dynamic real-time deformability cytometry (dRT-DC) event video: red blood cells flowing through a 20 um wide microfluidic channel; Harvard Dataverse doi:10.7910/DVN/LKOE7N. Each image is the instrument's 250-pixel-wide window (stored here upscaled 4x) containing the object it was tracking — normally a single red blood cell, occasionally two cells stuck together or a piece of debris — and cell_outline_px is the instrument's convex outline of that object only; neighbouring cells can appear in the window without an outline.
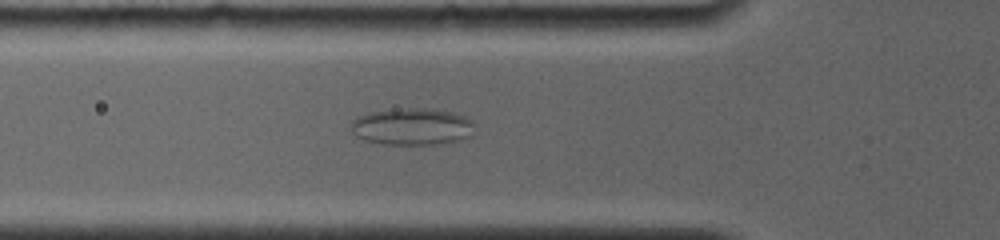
{"species": "common noctule bat (a hibernating species)", "species_latin": "Nyctalus noctula", "temperature_condition": "room temperature", "stored_images_in_passage": 33, "camera_frame_rate_fps": 4000, "um_per_image_px": 0.085, "animal": {"sex": "female", "body_mass_g": 19.0, "forearm_length_mm": 56.7}, "frame": {"image": 1, "passage_image": 11, "time_ms": 5.75, "image_size_px": [1000, 240], "cell_outline_px": [[476, 124], [472, 136], [460, 140], [436, 144], [384, 144], [364, 140], [356, 136], [352, 132], [352, 120], [360, 116], [372, 112], [408, 108], [424, 108], [448, 112], [464, 116], [472, 120]], "centroid_in_image_um": [35.07, 10.78], "position_along_channel_um": 90.7, "area_um2": 26.41}}
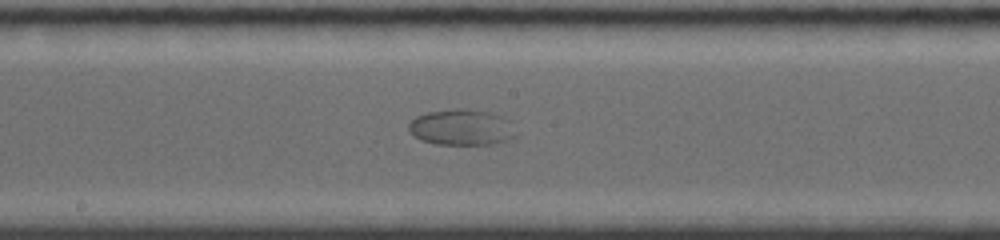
{"frame": {"image": 2, "passage_image": 17, "time_ms": 9.0, "image_size_px": [1000, 240], "cell_outline_px": [[516, 140], [496, 144], [436, 144], [420, 140], [408, 128], [408, 124], [416, 116], [428, 112], [460, 108], [464, 108], [488, 112], [500, 116], [516, 136]], "centroid_in_image_um": [39.2, 10.84], "position_along_channel_um": 209.0, "area_um2": 22.08}}
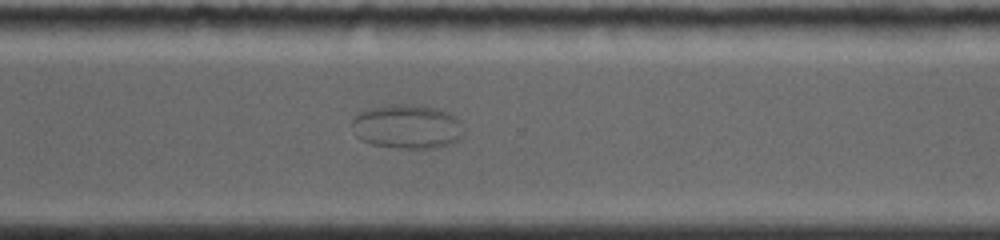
{"frame": {"image": 3, "passage_image": 24, "time_ms": 12.5, "image_size_px": [1000, 240], "cell_outline_px": [[464, 136], [460, 140], [452, 144], [436, 148], [400, 148], [372, 144], [360, 140], [356, 136], [352, 124], [352, 120], [356, 116], [372, 108], [416, 104], [436, 108], [456, 116], [460, 120], [464, 132]], "centroid_in_image_um": [34.69, 10.8], "position_along_channel_um": 335.9, "area_um2": 28.55}}